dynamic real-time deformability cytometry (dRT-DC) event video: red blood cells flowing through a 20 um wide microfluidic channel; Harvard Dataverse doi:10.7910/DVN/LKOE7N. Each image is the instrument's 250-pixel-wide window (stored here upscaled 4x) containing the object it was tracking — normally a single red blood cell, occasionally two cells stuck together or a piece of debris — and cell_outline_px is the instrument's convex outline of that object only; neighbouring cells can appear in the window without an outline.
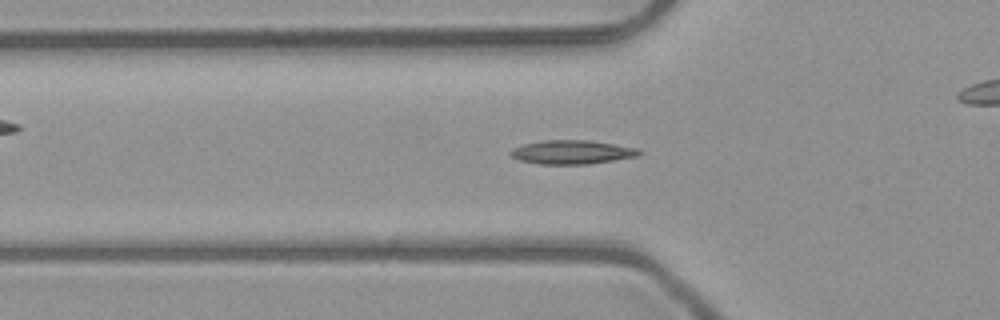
{"species": "common noctule bat (a hibernating species)", "species_latin": "Nyctalus noctula", "temperature_condition": "room temperature", "stored_images_in_passage": 39, "camera_frame_rate_fps": 3000, "um_per_image_px": 0.085, "animal": {"sex": "male", "body_mass_g": 23.1, "forearm_length_mm": 52.7}, "frame": {"image": 1, "passage_image": 4, "time_ms": 1.0, "image_size_px": [1000, 320], "cell_outline_px": [[644, 152], [636, 156], [588, 164], [540, 164], [520, 160], [512, 156], [508, 152], [512, 148], [524, 144], [544, 140], [588, 140], [640, 148]], "centroid_in_image_um": [48.62, 12.92], "position_along_channel_um": 77.2, "area_um2": 17.8}}
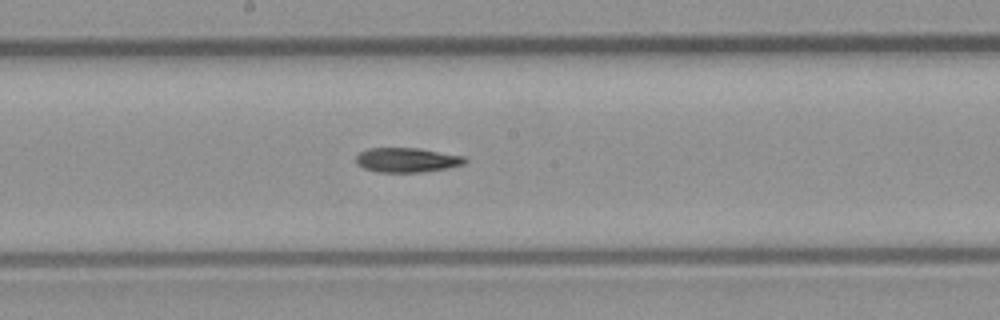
{"frame": {"image": 2, "passage_image": 14, "time_ms": 4.333, "image_size_px": [1000, 320], "cell_outline_px": [[468, 160], [464, 164], [448, 168], [420, 172], [380, 172], [364, 168], [356, 164], [356, 156], [360, 152], [368, 148], [420, 148], [464, 156]], "centroid_in_image_um": [34.6, 13.59], "position_along_channel_um": 213.6, "area_um2": 15.61}}
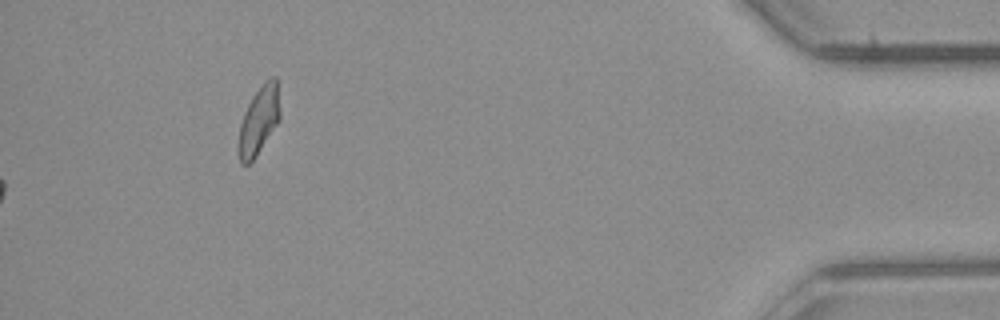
{"frame": {"image": 3, "passage_image": 39, "time_ms": 12.667, "image_size_px": [1000, 320], "cell_outline_px": [[280, 120], [256, 156], [248, 164], [240, 164], [240, 124], [244, 112], [252, 96], [272, 76], [276, 76], [280, 108]], "centroid_in_image_um": [22.04, 10.23], "position_along_channel_um": 413.2, "area_um2": 15.95}}